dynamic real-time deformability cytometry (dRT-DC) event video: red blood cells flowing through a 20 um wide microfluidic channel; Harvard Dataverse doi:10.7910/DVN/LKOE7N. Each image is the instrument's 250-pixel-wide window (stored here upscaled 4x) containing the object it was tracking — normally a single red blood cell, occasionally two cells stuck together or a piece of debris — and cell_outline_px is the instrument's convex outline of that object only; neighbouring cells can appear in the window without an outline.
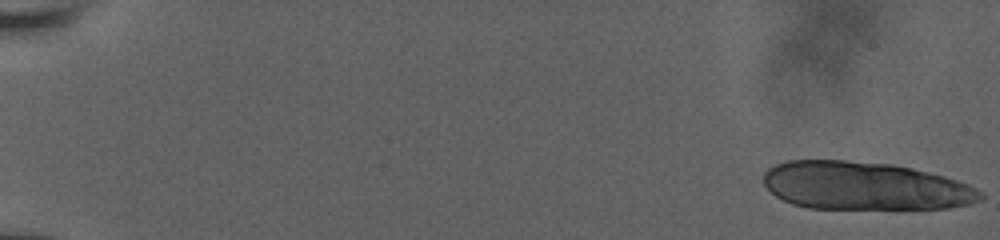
{"species": "human", "species_latin": "Homo sapiens", "temperature_condition": "room temperature", "stored_images_in_passage": 20, "camera_frame_rate_fps": 3000, "um_per_image_px": 0.085, "donor": {"sex": "male"}, "frame": {"image": 1, "passage_image": 1, "time_ms": 0.0, "image_size_px": [1000, 240], "cell_outline_px": [[984, 196], [980, 200], [968, 204], [948, 208], [808, 208], [792, 204], [776, 196], [764, 184], [764, 172], [768, 168], [776, 164], [788, 160], [844, 160], [892, 164], [912, 168], [944, 176], [968, 184], [984, 192]], "centroid_in_image_um": [73.5, 15.8], "position_along_channel_um": 11.5, "area_um2": 60.63}}